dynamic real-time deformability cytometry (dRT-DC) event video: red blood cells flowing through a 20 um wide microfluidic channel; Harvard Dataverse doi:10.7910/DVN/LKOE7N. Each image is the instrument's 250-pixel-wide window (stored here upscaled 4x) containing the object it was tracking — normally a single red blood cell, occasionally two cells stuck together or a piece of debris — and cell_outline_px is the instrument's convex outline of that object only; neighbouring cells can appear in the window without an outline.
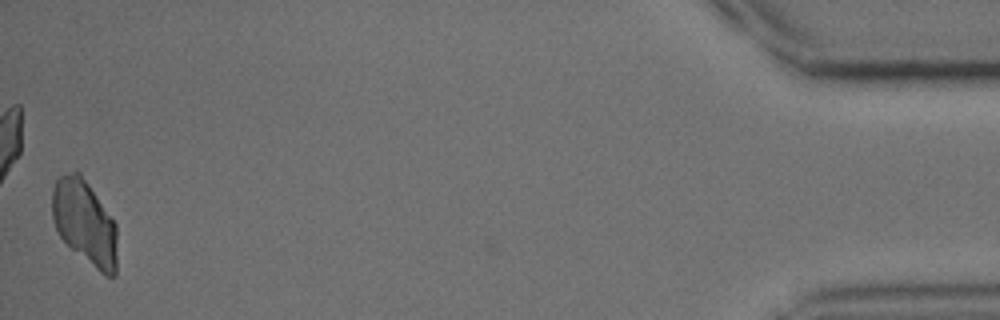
{"species": "common noctule bat (a hibernating species)", "species_latin": "Nyctalus noctula", "temperature_condition": "cold", "stored_images_in_passage": 34, "camera_frame_rate_fps": 3000, "um_per_image_px": 0.085, "animal": {"sex": "male", "body_mass_g": 15.6}, "frame": {"image": 1, "passage_image": 34, "time_ms": 11.0, "image_size_px": [1000, 320], "cell_outline_px": [[116, 276], [104, 276], [72, 248], [60, 236], [56, 228], [52, 216], [52, 188], [56, 180], [60, 176], [72, 172], [80, 172], [116, 224]], "centroid_in_image_um": [7.2, 18.91], "position_along_channel_um": 428.0, "area_um2": 31.62}}